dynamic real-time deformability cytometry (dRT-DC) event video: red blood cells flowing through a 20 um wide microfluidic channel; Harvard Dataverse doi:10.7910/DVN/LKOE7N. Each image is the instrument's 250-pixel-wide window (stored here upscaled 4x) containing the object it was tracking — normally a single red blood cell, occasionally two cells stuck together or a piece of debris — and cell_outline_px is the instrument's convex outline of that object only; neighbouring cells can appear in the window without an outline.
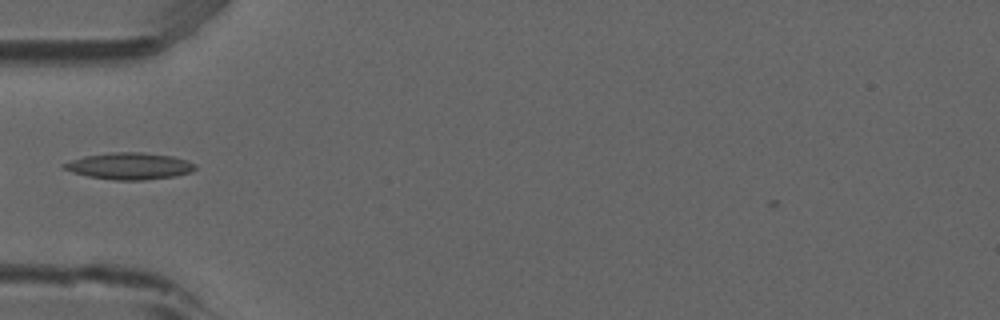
{"species": "common noctule bat (a hibernating species)", "species_latin": "Nyctalus noctula", "temperature_condition": "room temperature", "stored_images_in_passage": 2, "camera_frame_rate_fps": 3000, "um_per_image_px": 0.085, "animal": {"sex": "male", "forearm_length_mm": 52.5}, "frame": {"image": 1, "passage_image": 2, "time_ms": 0.333, "image_size_px": [1000, 320], "cell_outline_px": [[196, 168], [192, 172], [176, 176], [144, 180], [112, 180], [88, 176], [72, 172], [64, 168], [60, 164], [84, 156], [108, 152], [140, 152], [172, 156], [188, 160], [196, 164]], "centroid_in_image_um": [11.02, 14.11], "position_along_channel_um": 74.0, "area_um2": 20.58}}